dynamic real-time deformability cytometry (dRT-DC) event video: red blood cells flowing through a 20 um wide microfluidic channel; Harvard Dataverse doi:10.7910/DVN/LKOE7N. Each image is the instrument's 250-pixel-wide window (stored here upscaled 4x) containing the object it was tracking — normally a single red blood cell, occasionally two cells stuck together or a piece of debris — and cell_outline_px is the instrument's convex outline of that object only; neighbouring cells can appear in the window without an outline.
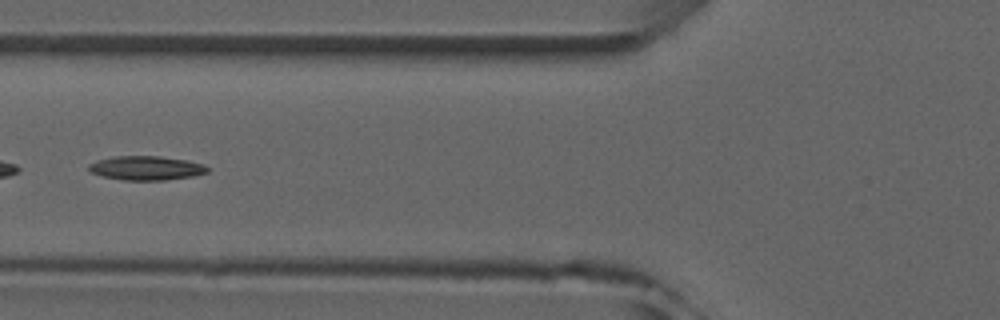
{"species": "common noctule bat (a hibernating species)", "species_latin": "Nyctalus noctula", "temperature_condition": "room temperature", "stored_images_in_passage": 7, "camera_frame_rate_fps": 3000, "um_per_image_px": 0.085, "animal": {"sex": "male", "forearm_length_mm": 52.5}, "frame": {"image": 1, "passage_image": 6, "time_ms": 6.0, "image_size_px": [1000, 320], "cell_outline_px": [[208, 172], [192, 176], [164, 180], [124, 180], [104, 176], [92, 172], [88, 168], [88, 164], [96, 160], [112, 156], [160, 156], [188, 160], [204, 164], [208, 168]], "centroid_in_image_um": [12.43, 14.27], "position_along_channel_um": 113.4, "area_um2": 16.65}}
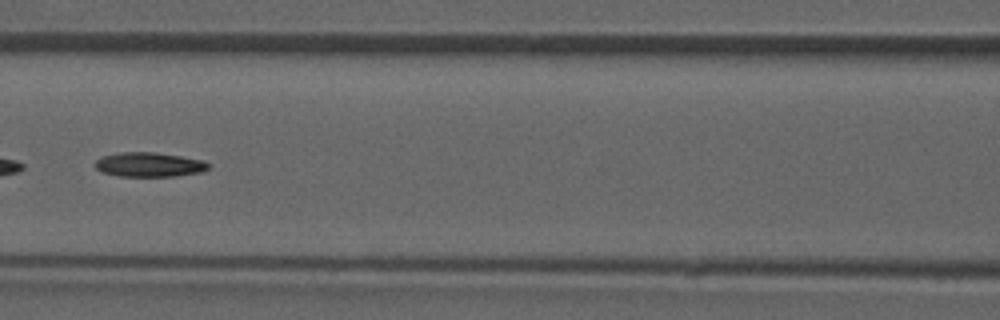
{"frame": {"image": 2, "passage_image": 7, "time_ms": 7.0, "image_size_px": [1000, 320], "cell_outline_px": [[212, 164], [204, 172], [176, 176], [116, 176], [104, 172], [96, 168], [96, 160], [100, 156], [120, 152], [152, 152], [180, 156], [204, 160]], "centroid_in_image_um": [12.72, 13.99], "position_along_channel_um": 153.9, "area_um2": 16.24}}